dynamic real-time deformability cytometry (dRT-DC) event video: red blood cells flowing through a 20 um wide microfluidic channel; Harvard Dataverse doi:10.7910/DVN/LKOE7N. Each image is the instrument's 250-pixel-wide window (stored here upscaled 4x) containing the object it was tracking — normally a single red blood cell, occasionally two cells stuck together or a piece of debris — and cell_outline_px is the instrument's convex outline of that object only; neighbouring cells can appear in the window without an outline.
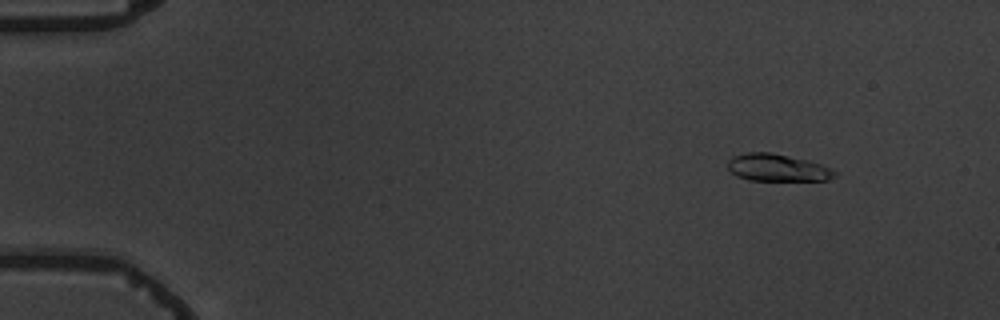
{"species": "common noctule bat (a hibernating species)", "species_latin": "Nyctalus noctula", "temperature_condition": "warm", "stored_images_in_passage": 4, "camera_frame_rate_fps": 3000, "um_per_image_px": 0.085, "animal": {"sex": "male", "body_mass_g": 19.5, "forearm_length_mm": 54.6}, "frame": {"image": 1, "passage_image": 1, "time_ms": 0.0, "image_size_px": [1000, 320], "cell_outline_px": [[836, 176], [828, 180], [748, 180], [736, 176], [728, 168], [728, 160], [732, 156], [748, 152], [772, 152], [808, 160], [820, 164], [836, 172]], "centroid_in_image_um": [66.04, 14.25], "position_along_channel_um": 19.0, "area_um2": 16.94}}
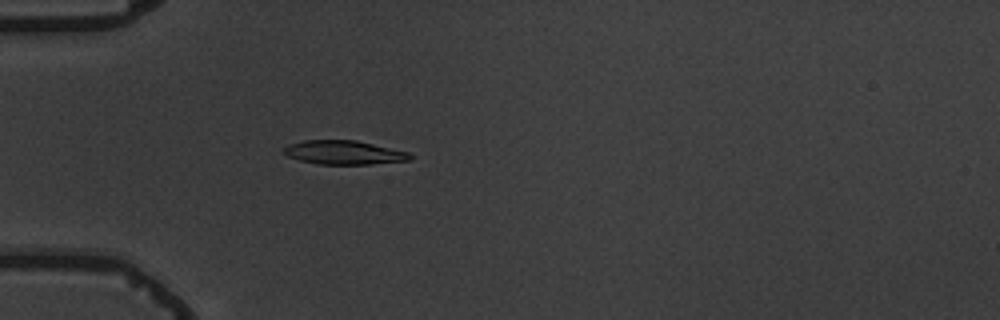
{"frame": {"image": 2, "passage_image": 4, "time_ms": 3.667, "image_size_px": [1000, 320], "cell_outline_px": [[412, 160], [372, 164], [316, 164], [300, 160], [288, 156], [284, 152], [284, 148], [288, 144], [304, 140], [356, 140], [408, 152], [412, 156]], "centroid_in_image_um": [29.24, 12.96], "position_along_channel_um": 55.8, "area_um2": 17.51}}